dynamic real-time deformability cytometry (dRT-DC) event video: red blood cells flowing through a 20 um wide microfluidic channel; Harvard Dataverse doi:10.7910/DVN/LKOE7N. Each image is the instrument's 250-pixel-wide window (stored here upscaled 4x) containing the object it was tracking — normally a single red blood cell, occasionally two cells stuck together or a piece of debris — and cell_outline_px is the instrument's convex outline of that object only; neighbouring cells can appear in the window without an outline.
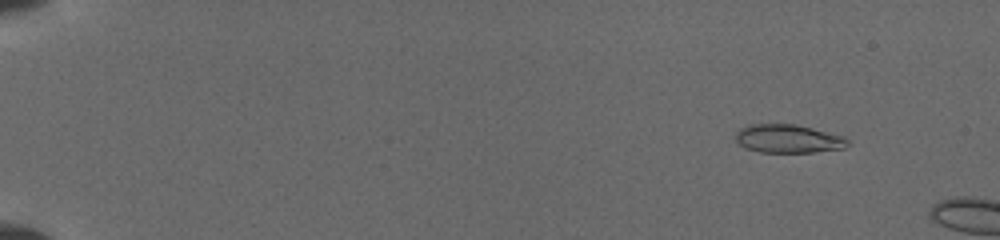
{"species": "common noctule bat (a hibernating species)", "species_latin": "Nyctalus noctula", "temperature_condition": "cold", "stored_images_in_passage": 21, "camera_frame_rate_fps": 3000, "um_per_image_px": 0.085, "animal": {"sex": "female", "body_mass_g": 19.5, "forearm_length_mm": 54.1}, "frame": {"image": 1, "passage_image": 1, "time_ms": 0.0, "image_size_px": [1000, 240], "cell_outline_px": [[848, 144], [844, 148], [812, 152], [760, 152], [744, 148], [736, 140], [736, 132], [740, 128], [748, 124], [796, 124], [844, 136], [848, 140]], "centroid_in_image_um": [66.97, 11.78], "position_along_channel_um": 18.0, "area_um2": 18.55}}